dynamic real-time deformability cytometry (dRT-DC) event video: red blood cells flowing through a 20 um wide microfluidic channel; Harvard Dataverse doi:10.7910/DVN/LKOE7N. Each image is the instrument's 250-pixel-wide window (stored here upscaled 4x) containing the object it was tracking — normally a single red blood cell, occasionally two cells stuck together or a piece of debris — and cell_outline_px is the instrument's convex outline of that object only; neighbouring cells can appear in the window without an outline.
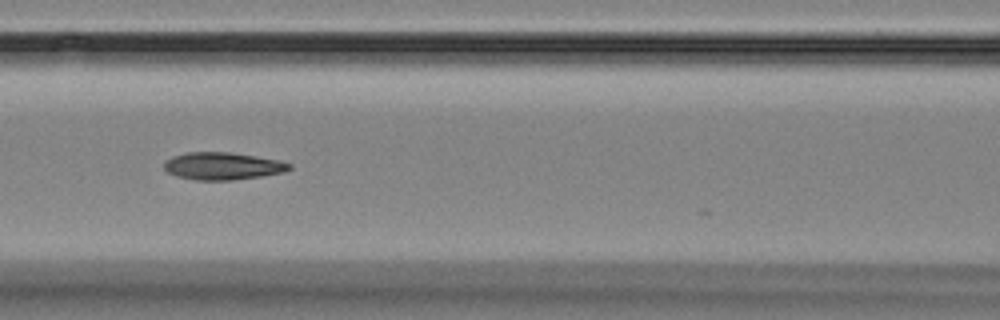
{"species": "Egyptian fruit bat (a non-hibernating species)", "species_latin": "Rousettus aegyptiacus", "temperature_condition": "room temperature", "stored_images_in_passage": 9, "camera_frame_rate_fps": 3000, "um_per_image_px": 0.085, "animal": {"sex": "female"}, "frame": {"image": 1, "passage_image": 7, "time_ms": 7.667, "image_size_px": [1000, 320], "cell_outline_px": [[292, 168], [284, 172], [260, 176], [232, 180], [196, 180], [176, 176], [168, 172], [164, 168], [164, 160], [172, 156], [184, 152], [232, 152], [280, 160], [292, 164]], "centroid_in_image_um": [18.91, 14.1], "position_along_channel_um": 147.7, "area_um2": 20.17}}
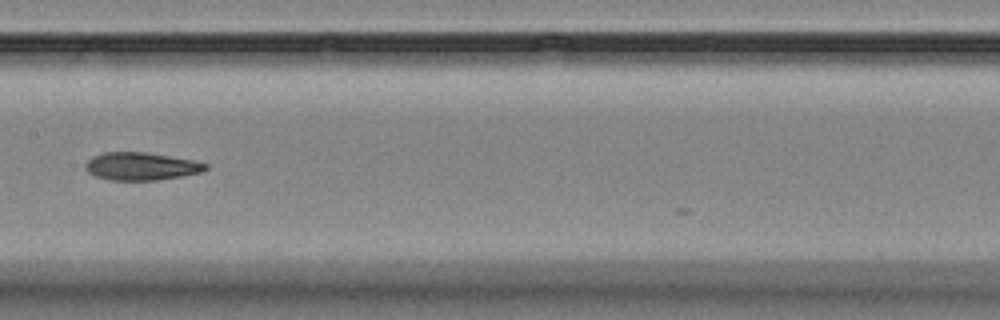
{"frame": {"image": 2, "passage_image": 8, "time_ms": 9.0, "image_size_px": [1000, 320], "cell_outline_px": [[208, 168], [200, 172], [180, 176], [156, 180], [108, 180], [96, 176], [88, 172], [84, 164], [92, 156], [104, 152], [144, 152], [192, 160], [208, 164]], "centroid_in_image_um": [11.96, 14.13], "position_along_channel_um": 195.4, "area_um2": 19.25}}